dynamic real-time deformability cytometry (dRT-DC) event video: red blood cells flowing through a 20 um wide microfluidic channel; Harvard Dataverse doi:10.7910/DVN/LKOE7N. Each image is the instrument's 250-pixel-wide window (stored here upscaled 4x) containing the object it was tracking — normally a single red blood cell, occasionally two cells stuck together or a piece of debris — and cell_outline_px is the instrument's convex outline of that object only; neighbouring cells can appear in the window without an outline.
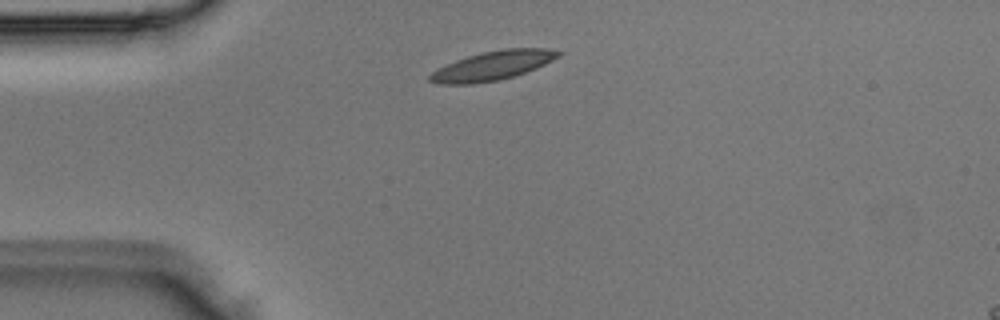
{"species": "Egyptian fruit bat (a non-hibernating species)", "species_latin": "Rousettus aegyptiacus", "temperature_condition": "room temperature", "stored_images_in_passage": 2, "camera_frame_rate_fps": 3000, "um_per_image_px": 0.085, "animal": {"sex": "male"}, "frame": {"image": 1, "passage_image": 1, "time_ms": 0.0, "image_size_px": [1000, 320], "cell_outline_px": [[564, 52], [560, 56], [536, 68], [500, 80], [472, 84], [436, 84], [428, 80], [428, 76], [432, 72], [456, 60], [480, 52], [504, 48], [548, 48]], "centroid_in_image_um": [41.88, 5.57], "position_along_channel_um": 43.1, "area_um2": 21.73}}